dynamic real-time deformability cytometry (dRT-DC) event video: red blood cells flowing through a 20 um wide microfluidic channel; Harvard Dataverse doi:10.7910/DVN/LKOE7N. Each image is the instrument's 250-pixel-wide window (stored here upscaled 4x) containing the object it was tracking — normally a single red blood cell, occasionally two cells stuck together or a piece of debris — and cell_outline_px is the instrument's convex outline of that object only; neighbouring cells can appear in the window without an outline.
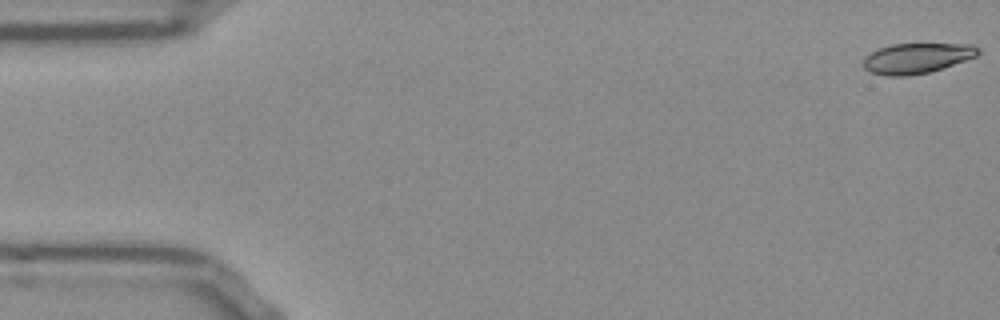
{"species": "Egyptian fruit bat (a non-hibernating species)", "species_latin": "Rousettus aegyptiacus", "temperature_condition": "room temperature", "stored_images_in_passage": 13, "camera_frame_rate_fps": 3000, "um_per_image_px": 0.085, "frame": {"image": 1, "passage_image": 1, "time_ms": 0.0, "image_size_px": [1000, 320], "cell_outline_px": [[980, 52], [976, 56], [928, 72], [908, 76], [888, 76], [872, 72], [864, 68], [864, 60], [872, 52], [880, 48], [892, 44], [972, 44], [980, 48]], "centroid_in_image_um": [77.94, 4.94], "position_along_channel_um": 7.1, "area_um2": 19.83}}
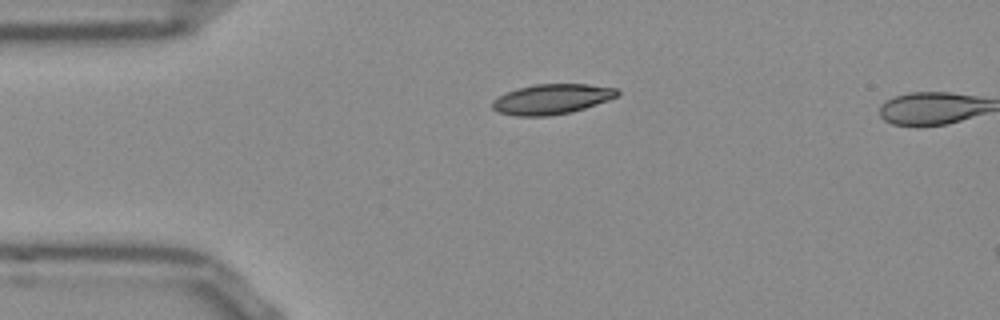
{"frame": {"image": 2, "passage_image": 12, "time_ms": 3.667, "image_size_px": [1000, 320], "cell_outline_px": [[620, 92], [616, 96], [608, 100], [572, 112], [548, 116], [516, 116], [496, 112], [492, 108], [492, 100], [496, 96], [516, 88], [536, 84], [588, 84], [616, 88]], "centroid_in_image_um": [46.84, 8.42], "position_along_channel_um": 38.2, "area_um2": 22.08}}